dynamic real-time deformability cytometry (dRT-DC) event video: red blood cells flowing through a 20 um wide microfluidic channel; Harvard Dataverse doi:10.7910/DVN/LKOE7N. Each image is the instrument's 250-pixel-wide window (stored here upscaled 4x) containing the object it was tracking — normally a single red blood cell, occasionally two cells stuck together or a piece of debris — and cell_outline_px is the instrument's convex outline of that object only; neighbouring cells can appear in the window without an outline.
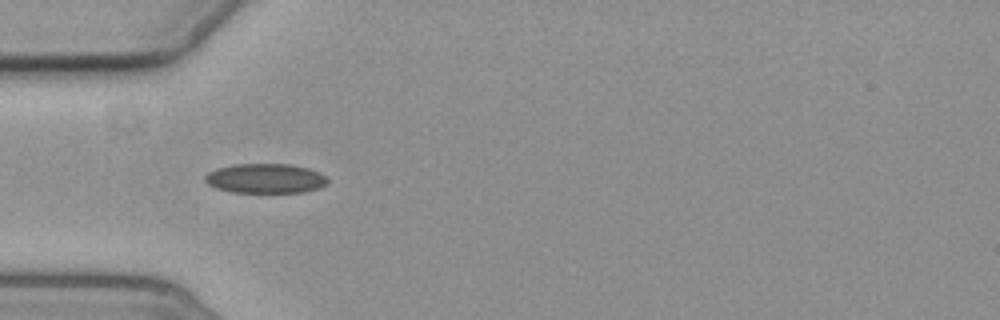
{"species": "common noctule bat (a hibernating species)", "species_latin": "Nyctalus noctula", "temperature_condition": "cold", "stored_images_in_passage": 3, "camera_frame_rate_fps": 3000, "um_per_image_px": 0.085, "animal": {"sex": "female", "body_mass_g": 19.3, "forearm_length_mm": 54.1}, "frame": {"image": 1, "passage_image": 2, "time_ms": 2.0, "image_size_px": [1000, 320], "cell_outline_px": [[328, 184], [320, 188], [304, 192], [232, 192], [216, 188], [208, 184], [204, 180], [204, 176], [208, 172], [216, 168], [236, 164], [288, 164], [308, 168], [320, 172], [328, 176]], "centroid_in_image_um": [22.59, 15.16], "position_along_channel_um": 62.4, "area_um2": 21.33}}
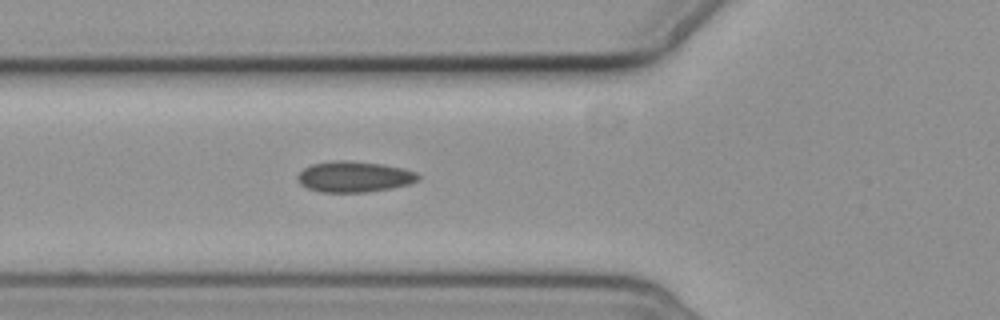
{"frame": {"image": 2, "passage_image": 3, "time_ms": 3.0, "image_size_px": [1000, 320], "cell_outline_px": [[420, 180], [408, 184], [392, 188], [368, 192], [320, 192], [308, 188], [300, 184], [296, 180], [296, 176], [304, 168], [312, 164], [332, 160], [348, 160], [384, 164], [404, 168], [416, 172], [420, 176]], "centroid_in_image_um": [30.11, 15.01], "position_along_channel_um": 95.7, "area_um2": 21.96}}